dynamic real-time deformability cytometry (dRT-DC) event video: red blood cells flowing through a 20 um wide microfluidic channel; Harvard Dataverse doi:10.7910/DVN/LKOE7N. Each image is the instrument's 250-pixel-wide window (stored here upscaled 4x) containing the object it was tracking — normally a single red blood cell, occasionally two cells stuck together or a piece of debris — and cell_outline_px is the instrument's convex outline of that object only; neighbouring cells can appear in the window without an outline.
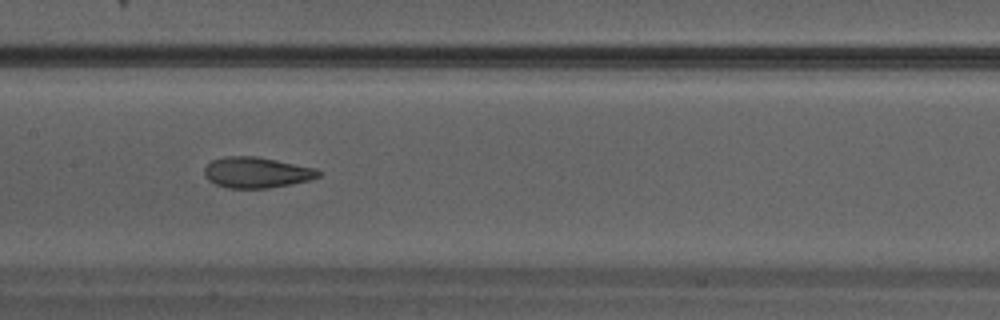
{"species": "Egyptian fruit bat (a non-hibernating species)", "species_latin": "Rousettus aegyptiacus", "temperature_condition": "warm", "stored_images_in_passage": 33, "camera_frame_rate_fps": 3000, "um_per_image_px": 0.085, "animal": {"sex": "male"}, "frame": {"image": 1, "passage_image": 15, "time_ms": 4.667, "image_size_px": [1000, 320], "cell_outline_px": [[324, 172], [320, 176], [312, 180], [268, 188], [228, 188], [216, 184], [208, 180], [204, 176], [204, 168], [212, 160], [224, 156], [256, 156], [316, 168]], "centroid_in_image_um": [21.83, 14.66], "position_along_channel_um": 185.6, "area_um2": 20.63}}